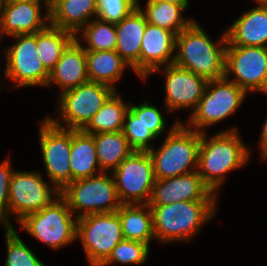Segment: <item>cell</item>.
I'll list each match as a JSON object with an SVG mask.
<instances>
[{"instance_id": "1", "label": "cell", "mask_w": 267, "mask_h": 266, "mask_svg": "<svg viewBox=\"0 0 267 266\" xmlns=\"http://www.w3.org/2000/svg\"><path fill=\"white\" fill-rule=\"evenodd\" d=\"M231 128L211 136L207 132L200 133L197 172L204 184L217 196L221 185H224L226 174L243 168L252 154L242 141L239 128Z\"/></svg>"}, {"instance_id": "2", "label": "cell", "mask_w": 267, "mask_h": 266, "mask_svg": "<svg viewBox=\"0 0 267 266\" xmlns=\"http://www.w3.org/2000/svg\"><path fill=\"white\" fill-rule=\"evenodd\" d=\"M200 22L194 20L176 35L174 64L192 71L207 81L225 77L226 31L217 41L209 37Z\"/></svg>"}, {"instance_id": "3", "label": "cell", "mask_w": 267, "mask_h": 266, "mask_svg": "<svg viewBox=\"0 0 267 266\" xmlns=\"http://www.w3.org/2000/svg\"><path fill=\"white\" fill-rule=\"evenodd\" d=\"M218 200L178 201L168 205H150L155 240L168 244L189 243L217 214Z\"/></svg>"}, {"instance_id": "4", "label": "cell", "mask_w": 267, "mask_h": 266, "mask_svg": "<svg viewBox=\"0 0 267 266\" xmlns=\"http://www.w3.org/2000/svg\"><path fill=\"white\" fill-rule=\"evenodd\" d=\"M157 148L148 150L156 179H165L197 171L200 132L175 120ZM156 148V149H155Z\"/></svg>"}, {"instance_id": "5", "label": "cell", "mask_w": 267, "mask_h": 266, "mask_svg": "<svg viewBox=\"0 0 267 266\" xmlns=\"http://www.w3.org/2000/svg\"><path fill=\"white\" fill-rule=\"evenodd\" d=\"M18 226L53 251L76 241L77 217L61 195L49 206L27 215Z\"/></svg>"}, {"instance_id": "6", "label": "cell", "mask_w": 267, "mask_h": 266, "mask_svg": "<svg viewBox=\"0 0 267 266\" xmlns=\"http://www.w3.org/2000/svg\"><path fill=\"white\" fill-rule=\"evenodd\" d=\"M248 93L226 77L207 82L203 97L190 113L185 125L197 132H206L242 107Z\"/></svg>"}, {"instance_id": "7", "label": "cell", "mask_w": 267, "mask_h": 266, "mask_svg": "<svg viewBox=\"0 0 267 266\" xmlns=\"http://www.w3.org/2000/svg\"><path fill=\"white\" fill-rule=\"evenodd\" d=\"M115 91L109 85L88 81L59 94L55 112L64 125L56 117L47 118L58 127L82 130Z\"/></svg>"}, {"instance_id": "8", "label": "cell", "mask_w": 267, "mask_h": 266, "mask_svg": "<svg viewBox=\"0 0 267 266\" xmlns=\"http://www.w3.org/2000/svg\"><path fill=\"white\" fill-rule=\"evenodd\" d=\"M12 45L3 49L5 53L4 82L13 83L9 88L46 87L50 72L44 67L37 50V32L35 34H17Z\"/></svg>"}, {"instance_id": "9", "label": "cell", "mask_w": 267, "mask_h": 266, "mask_svg": "<svg viewBox=\"0 0 267 266\" xmlns=\"http://www.w3.org/2000/svg\"><path fill=\"white\" fill-rule=\"evenodd\" d=\"M60 195L77 218L93 213L116 212L122 205L111 172L73 181Z\"/></svg>"}, {"instance_id": "10", "label": "cell", "mask_w": 267, "mask_h": 266, "mask_svg": "<svg viewBox=\"0 0 267 266\" xmlns=\"http://www.w3.org/2000/svg\"><path fill=\"white\" fill-rule=\"evenodd\" d=\"M123 239L117 212L93 213L77 218L76 240L82 243L90 266H101Z\"/></svg>"}, {"instance_id": "11", "label": "cell", "mask_w": 267, "mask_h": 266, "mask_svg": "<svg viewBox=\"0 0 267 266\" xmlns=\"http://www.w3.org/2000/svg\"><path fill=\"white\" fill-rule=\"evenodd\" d=\"M44 179L41 171H14L9 187L8 227H14L9 221L11 215L15 216L18 224L27 215L49 206L60 196V191Z\"/></svg>"}, {"instance_id": "12", "label": "cell", "mask_w": 267, "mask_h": 266, "mask_svg": "<svg viewBox=\"0 0 267 266\" xmlns=\"http://www.w3.org/2000/svg\"><path fill=\"white\" fill-rule=\"evenodd\" d=\"M111 174L121 204H149L156 178L148 151H134Z\"/></svg>"}, {"instance_id": "13", "label": "cell", "mask_w": 267, "mask_h": 266, "mask_svg": "<svg viewBox=\"0 0 267 266\" xmlns=\"http://www.w3.org/2000/svg\"><path fill=\"white\" fill-rule=\"evenodd\" d=\"M39 144L46 175L60 192L72 183L71 129L54 125L47 117L39 122Z\"/></svg>"}, {"instance_id": "14", "label": "cell", "mask_w": 267, "mask_h": 266, "mask_svg": "<svg viewBox=\"0 0 267 266\" xmlns=\"http://www.w3.org/2000/svg\"><path fill=\"white\" fill-rule=\"evenodd\" d=\"M225 77L248 94L267 95V48L226 46Z\"/></svg>"}, {"instance_id": "15", "label": "cell", "mask_w": 267, "mask_h": 266, "mask_svg": "<svg viewBox=\"0 0 267 266\" xmlns=\"http://www.w3.org/2000/svg\"><path fill=\"white\" fill-rule=\"evenodd\" d=\"M164 74V107L167 113L176 111L196 109L200 99L203 97L207 80L199 75L169 64L156 69L152 74Z\"/></svg>"}, {"instance_id": "16", "label": "cell", "mask_w": 267, "mask_h": 266, "mask_svg": "<svg viewBox=\"0 0 267 266\" xmlns=\"http://www.w3.org/2000/svg\"><path fill=\"white\" fill-rule=\"evenodd\" d=\"M197 171L156 179L149 205H168L178 201L218 200Z\"/></svg>"}, {"instance_id": "17", "label": "cell", "mask_w": 267, "mask_h": 266, "mask_svg": "<svg viewBox=\"0 0 267 266\" xmlns=\"http://www.w3.org/2000/svg\"><path fill=\"white\" fill-rule=\"evenodd\" d=\"M176 34L147 23L140 50V79L146 81L152 73L174 63Z\"/></svg>"}, {"instance_id": "18", "label": "cell", "mask_w": 267, "mask_h": 266, "mask_svg": "<svg viewBox=\"0 0 267 266\" xmlns=\"http://www.w3.org/2000/svg\"><path fill=\"white\" fill-rule=\"evenodd\" d=\"M42 5L4 0L2 4L0 39L17 34H35L50 25V12L43 14Z\"/></svg>"}, {"instance_id": "19", "label": "cell", "mask_w": 267, "mask_h": 266, "mask_svg": "<svg viewBox=\"0 0 267 266\" xmlns=\"http://www.w3.org/2000/svg\"><path fill=\"white\" fill-rule=\"evenodd\" d=\"M225 31L226 46L267 48V4L246 10Z\"/></svg>"}, {"instance_id": "20", "label": "cell", "mask_w": 267, "mask_h": 266, "mask_svg": "<svg viewBox=\"0 0 267 266\" xmlns=\"http://www.w3.org/2000/svg\"><path fill=\"white\" fill-rule=\"evenodd\" d=\"M88 81L86 50L75 38L50 71L46 87L57 85L61 94Z\"/></svg>"}, {"instance_id": "21", "label": "cell", "mask_w": 267, "mask_h": 266, "mask_svg": "<svg viewBox=\"0 0 267 266\" xmlns=\"http://www.w3.org/2000/svg\"><path fill=\"white\" fill-rule=\"evenodd\" d=\"M146 26V17L139 8L115 24L117 32L116 51L139 77L141 42Z\"/></svg>"}, {"instance_id": "22", "label": "cell", "mask_w": 267, "mask_h": 266, "mask_svg": "<svg viewBox=\"0 0 267 266\" xmlns=\"http://www.w3.org/2000/svg\"><path fill=\"white\" fill-rule=\"evenodd\" d=\"M94 18L97 0H54L50 11V25L75 36Z\"/></svg>"}, {"instance_id": "23", "label": "cell", "mask_w": 267, "mask_h": 266, "mask_svg": "<svg viewBox=\"0 0 267 266\" xmlns=\"http://www.w3.org/2000/svg\"><path fill=\"white\" fill-rule=\"evenodd\" d=\"M70 166L72 182L99 175L103 171L98 164L96 146L92 134L71 129Z\"/></svg>"}, {"instance_id": "24", "label": "cell", "mask_w": 267, "mask_h": 266, "mask_svg": "<svg viewBox=\"0 0 267 266\" xmlns=\"http://www.w3.org/2000/svg\"><path fill=\"white\" fill-rule=\"evenodd\" d=\"M124 239L151 244L155 240L153 215L149 204H122L116 211Z\"/></svg>"}, {"instance_id": "25", "label": "cell", "mask_w": 267, "mask_h": 266, "mask_svg": "<svg viewBox=\"0 0 267 266\" xmlns=\"http://www.w3.org/2000/svg\"><path fill=\"white\" fill-rule=\"evenodd\" d=\"M86 59L89 81L103 83L114 89H117V81L123 78V72L130 67L116 50H86Z\"/></svg>"}, {"instance_id": "26", "label": "cell", "mask_w": 267, "mask_h": 266, "mask_svg": "<svg viewBox=\"0 0 267 266\" xmlns=\"http://www.w3.org/2000/svg\"><path fill=\"white\" fill-rule=\"evenodd\" d=\"M98 164L103 172H112L135 150L129 145L122 131L92 134Z\"/></svg>"}, {"instance_id": "27", "label": "cell", "mask_w": 267, "mask_h": 266, "mask_svg": "<svg viewBox=\"0 0 267 266\" xmlns=\"http://www.w3.org/2000/svg\"><path fill=\"white\" fill-rule=\"evenodd\" d=\"M146 6L138 5L140 11L145 15L147 23L174 32L176 35L187 28L194 18L183 16L185 10L176 4L161 1L147 0Z\"/></svg>"}, {"instance_id": "28", "label": "cell", "mask_w": 267, "mask_h": 266, "mask_svg": "<svg viewBox=\"0 0 267 266\" xmlns=\"http://www.w3.org/2000/svg\"><path fill=\"white\" fill-rule=\"evenodd\" d=\"M129 104L130 101L125 102L116 90L82 131L87 134L122 131Z\"/></svg>"}, {"instance_id": "29", "label": "cell", "mask_w": 267, "mask_h": 266, "mask_svg": "<svg viewBox=\"0 0 267 266\" xmlns=\"http://www.w3.org/2000/svg\"><path fill=\"white\" fill-rule=\"evenodd\" d=\"M75 38L73 33L51 25L37 32L38 55L49 72L55 67L63 51Z\"/></svg>"}, {"instance_id": "30", "label": "cell", "mask_w": 267, "mask_h": 266, "mask_svg": "<svg viewBox=\"0 0 267 266\" xmlns=\"http://www.w3.org/2000/svg\"><path fill=\"white\" fill-rule=\"evenodd\" d=\"M75 37L85 50H116L117 32L114 23L94 18Z\"/></svg>"}, {"instance_id": "31", "label": "cell", "mask_w": 267, "mask_h": 266, "mask_svg": "<svg viewBox=\"0 0 267 266\" xmlns=\"http://www.w3.org/2000/svg\"><path fill=\"white\" fill-rule=\"evenodd\" d=\"M5 228L6 259L4 266H45L24 243L14 227Z\"/></svg>"}, {"instance_id": "32", "label": "cell", "mask_w": 267, "mask_h": 266, "mask_svg": "<svg viewBox=\"0 0 267 266\" xmlns=\"http://www.w3.org/2000/svg\"><path fill=\"white\" fill-rule=\"evenodd\" d=\"M150 245L140 241L121 240L113 249L109 258L101 266L113 264L144 265L150 255Z\"/></svg>"}, {"instance_id": "33", "label": "cell", "mask_w": 267, "mask_h": 266, "mask_svg": "<svg viewBox=\"0 0 267 266\" xmlns=\"http://www.w3.org/2000/svg\"><path fill=\"white\" fill-rule=\"evenodd\" d=\"M122 132L135 151L150 150L154 146L152 142L157 139L130 110L125 115Z\"/></svg>"}, {"instance_id": "34", "label": "cell", "mask_w": 267, "mask_h": 266, "mask_svg": "<svg viewBox=\"0 0 267 266\" xmlns=\"http://www.w3.org/2000/svg\"><path fill=\"white\" fill-rule=\"evenodd\" d=\"M129 110L140 120V122L151 131L158 139L163 136L167 122L161 109L148 100L137 105L129 104Z\"/></svg>"}, {"instance_id": "35", "label": "cell", "mask_w": 267, "mask_h": 266, "mask_svg": "<svg viewBox=\"0 0 267 266\" xmlns=\"http://www.w3.org/2000/svg\"><path fill=\"white\" fill-rule=\"evenodd\" d=\"M136 8L138 5L132 0H97V18L116 24Z\"/></svg>"}, {"instance_id": "36", "label": "cell", "mask_w": 267, "mask_h": 266, "mask_svg": "<svg viewBox=\"0 0 267 266\" xmlns=\"http://www.w3.org/2000/svg\"><path fill=\"white\" fill-rule=\"evenodd\" d=\"M8 155L0 163V224L8 227L9 187L12 175L15 171L11 168V160Z\"/></svg>"}, {"instance_id": "37", "label": "cell", "mask_w": 267, "mask_h": 266, "mask_svg": "<svg viewBox=\"0 0 267 266\" xmlns=\"http://www.w3.org/2000/svg\"><path fill=\"white\" fill-rule=\"evenodd\" d=\"M258 149L260 150V161L267 160V117L263 123V127L259 136Z\"/></svg>"}, {"instance_id": "38", "label": "cell", "mask_w": 267, "mask_h": 266, "mask_svg": "<svg viewBox=\"0 0 267 266\" xmlns=\"http://www.w3.org/2000/svg\"><path fill=\"white\" fill-rule=\"evenodd\" d=\"M10 1H20V2H25V3H33L36 5H42L44 6L43 8H45V11H49V12L51 11V8L54 3V0H10Z\"/></svg>"}, {"instance_id": "39", "label": "cell", "mask_w": 267, "mask_h": 266, "mask_svg": "<svg viewBox=\"0 0 267 266\" xmlns=\"http://www.w3.org/2000/svg\"><path fill=\"white\" fill-rule=\"evenodd\" d=\"M169 3L176 4L178 6H181L185 11L188 10V7L190 6L191 0H161Z\"/></svg>"}, {"instance_id": "40", "label": "cell", "mask_w": 267, "mask_h": 266, "mask_svg": "<svg viewBox=\"0 0 267 266\" xmlns=\"http://www.w3.org/2000/svg\"><path fill=\"white\" fill-rule=\"evenodd\" d=\"M257 4H267V0H254Z\"/></svg>"}, {"instance_id": "41", "label": "cell", "mask_w": 267, "mask_h": 266, "mask_svg": "<svg viewBox=\"0 0 267 266\" xmlns=\"http://www.w3.org/2000/svg\"><path fill=\"white\" fill-rule=\"evenodd\" d=\"M4 0H0V23H1V13H2V4Z\"/></svg>"}, {"instance_id": "42", "label": "cell", "mask_w": 267, "mask_h": 266, "mask_svg": "<svg viewBox=\"0 0 267 266\" xmlns=\"http://www.w3.org/2000/svg\"><path fill=\"white\" fill-rule=\"evenodd\" d=\"M135 4L140 5V1L139 0H132Z\"/></svg>"}, {"instance_id": "43", "label": "cell", "mask_w": 267, "mask_h": 266, "mask_svg": "<svg viewBox=\"0 0 267 266\" xmlns=\"http://www.w3.org/2000/svg\"><path fill=\"white\" fill-rule=\"evenodd\" d=\"M0 42H2L1 39H0ZM0 63H1V62H0ZM0 69H1V68H0ZM0 72H1V70H0ZM0 76H1V74H0ZM0 79H1V78H0ZM0 85H1V81H0ZM0 88H1V86H0Z\"/></svg>"}]
</instances>
